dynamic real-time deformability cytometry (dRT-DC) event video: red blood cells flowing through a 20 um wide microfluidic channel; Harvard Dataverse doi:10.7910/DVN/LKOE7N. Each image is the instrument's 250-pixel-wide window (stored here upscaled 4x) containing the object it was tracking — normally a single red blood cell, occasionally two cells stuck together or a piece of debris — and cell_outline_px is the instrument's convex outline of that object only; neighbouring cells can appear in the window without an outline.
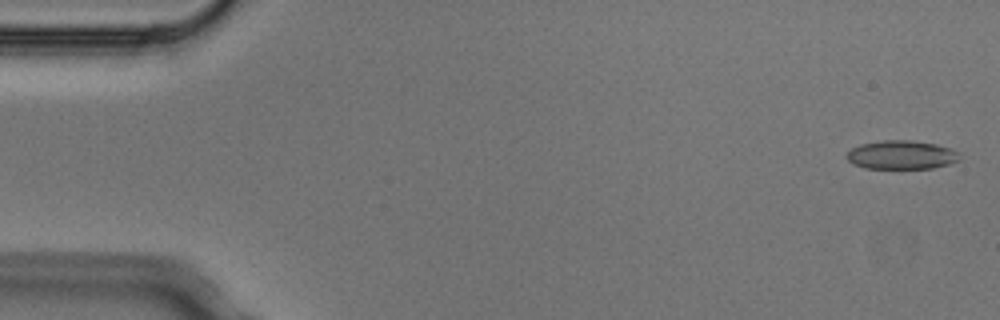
{"species": "Egyptian fruit bat (a non-hibernating species)", "species_latin": "Rousettus aegyptiacus", "temperature_condition": "cold", "stored_images_in_passage": 4, "camera_frame_rate_fps": 3000, "um_per_image_px": 0.085, "animal": {"sex": "male"}, "frame": {"image": 1, "passage_image": 1, "time_ms": 0.0, "image_size_px": [1000, 320], "cell_outline_px": [[960, 160], [948, 164], [932, 168], [864, 168], [852, 164], [848, 160], [848, 152], [852, 148], [860, 144], [884, 140], [912, 140], [936, 144], [952, 148], [960, 152]], "centroid_in_image_um": [76.66, 13.16], "position_along_channel_um": 8.3, "area_um2": 18.96}}
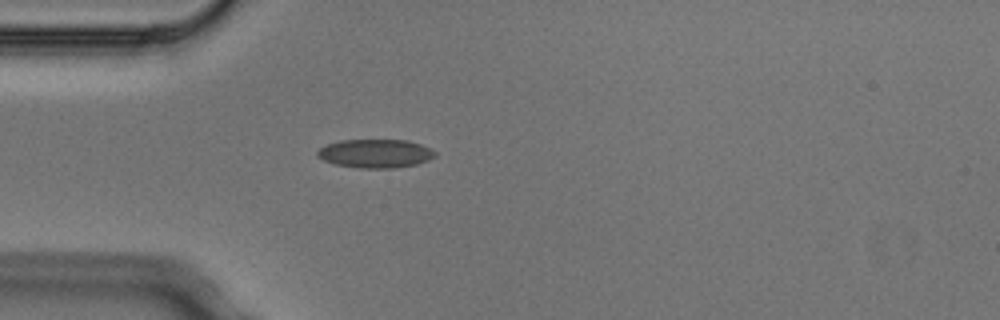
{"frame": {"image": 2, "passage_image": 4, "time_ms": 1.0, "image_size_px": [1000, 320], "cell_outline_px": [[436, 156], [428, 160], [416, 164], [392, 168], [360, 168], [336, 164], [324, 160], [316, 156], [316, 152], [320, 148], [328, 144], [340, 140], [408, 140], [432, 148], [436, 152]], "centroid_in_image_um": [31.93, 13.04], "position_along_channel_um": 53.1, "area_um2": 19.59}}